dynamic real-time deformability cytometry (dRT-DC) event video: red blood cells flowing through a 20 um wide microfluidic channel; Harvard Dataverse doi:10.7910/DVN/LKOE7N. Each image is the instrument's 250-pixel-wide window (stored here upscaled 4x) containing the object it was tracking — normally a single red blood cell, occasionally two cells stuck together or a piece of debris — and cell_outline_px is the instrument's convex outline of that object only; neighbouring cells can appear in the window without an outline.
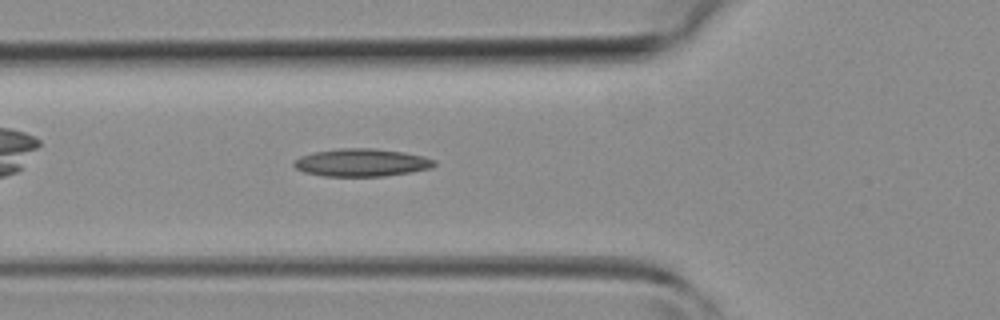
{"species": "common noctule bat (a hibernating species)", "species_latin": "Nyctalus noctula", "temperature_condition": "room temperature", "stored_images_in_passage": 33, "camera_frame_rate_fps": 3000, "um_per_image_px": 0.085, "animal": {"sex": "female", "body_mass_g": 19.3, "forearm_length_mm": 54.1}, "frame": {"image": 1, "passage_image": 6, "time_ms": 1.667, "image_size_px": [1000, 320], "cell_outline_px": [[436, 164], [432, 168], [412, 172], [384, 176], [324, 176], [304, 172], [296, 168], [292, 164], [300, 156], [316, 152], [340, 148], [372, 148], [404, 152], [424, 156], [436, 160]], "centroid_in_image_um": [30.78, 13.82], "position_along_channel_um": 95.0, "area_um2": 22.72}}
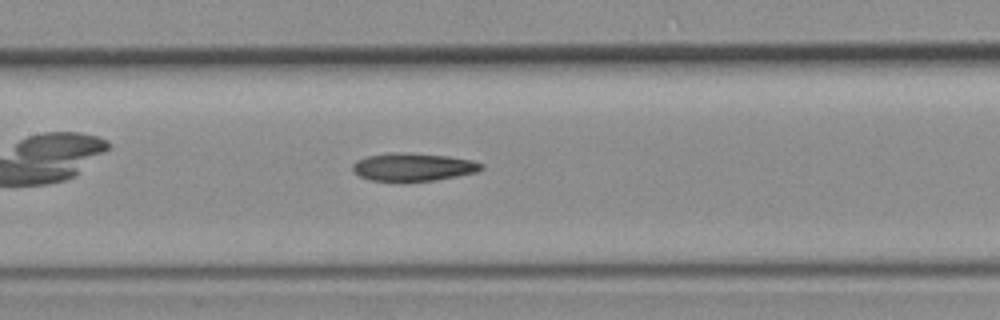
{"frame": {"image": 2, "passage_image": 11, "time_ms": 3.333, "image_size_px": [1000, 320], "cell_outline_px": [[484, 168], [476, 172], [436, 180], [372, 180], [360, 176], [352, 168], [352, 164], [356, 160], [368, 156], [392, 152], [404, 152], [448, 156], [472, 160], [484, 164]], "centroid_in_image_um": [35.14, 14.17], "position_along_channel_um": 172.3, "area_um2": 20.63}}
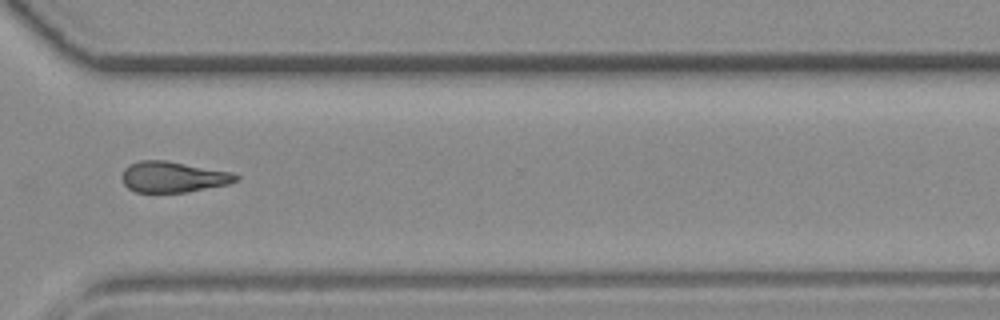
{"frame": {"image": 3, "passage_image": 23, "time_ms": 7.333, "image_size_px": [1000, 320], "cell_outline_px": [[240, 180], [228, 184], [188, 192], [136, 192], [128, 188], [124, 184], [120, 176], [124, 168], [140, 160], [168, 160], [232, 172], [240, 176]], "centroid_in_image_um": [14.73, 15.03], "position_along_channel_um": 355.9, "area_um2": 20.69}}